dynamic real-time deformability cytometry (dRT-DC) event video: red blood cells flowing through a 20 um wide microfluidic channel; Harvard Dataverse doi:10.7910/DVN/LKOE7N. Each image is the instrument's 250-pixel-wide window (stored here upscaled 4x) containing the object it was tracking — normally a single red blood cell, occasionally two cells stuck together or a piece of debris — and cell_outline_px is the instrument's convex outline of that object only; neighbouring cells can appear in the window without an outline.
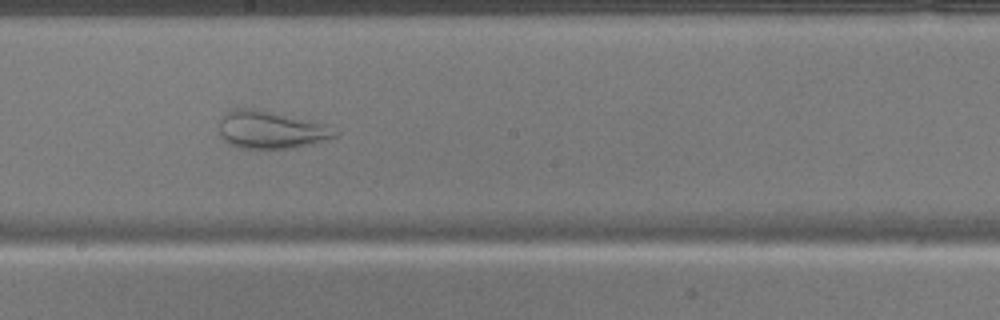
{"species": "common noctule bat (a hibernating species)", "species_latin": "Nyctalus noctula", "temperature_condition": "warm", "stored_images_in_passage": 39, "camera_frame_rate_fps": 3000, "um_per_image_px": 0.085, "animal": {"sex": "male", "body_mass_g": 17.9}, "frame": {"image": 1, "passage_image": 17, "time_ms": 5.333, "image_size_px": [1000, 320], "cell_outline_px": [[340, 132], [336, 136], [312, 144], [292, 148], [236, 148], [228, 144], [220, 136], [220, 116], [224, 112], [232, 108], [260, 108], [324, 124]], "centroid_in_image_um": [22.97, 11.01], "position_along_channel_um": 225.2, "area_um2": 25.72}}